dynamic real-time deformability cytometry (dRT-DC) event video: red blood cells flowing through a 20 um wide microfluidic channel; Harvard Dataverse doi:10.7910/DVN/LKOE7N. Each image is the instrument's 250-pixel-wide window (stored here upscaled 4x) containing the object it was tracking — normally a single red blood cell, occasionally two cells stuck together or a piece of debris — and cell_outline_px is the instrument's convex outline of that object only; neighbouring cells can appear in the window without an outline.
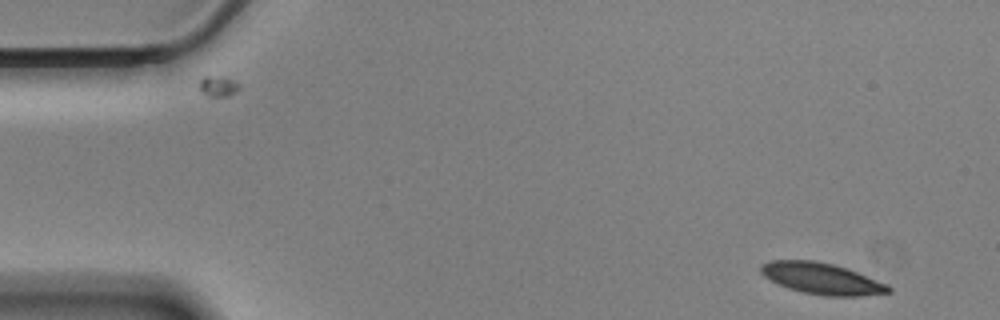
{"species": "Egyptian fruit bat (a non-hibernating species)", "species_latin": "Rousettus aegyptiacus", "temperature_condition": "cold", "stored_images_in_passage": 52, "camera_frame_rate_fps": 3000, "um_per_image_px": 0.085, "animal": {"sex": "male"}, "frame": {"image": 1, "passage_image": 3, "time_ms": 0.667, "image_size_px": [1000, 320], "cell_outline_px": [[892, 292], [860, 296], [824, 296], [804, 292], [788, 288], [764, 276], [760, 272], [760, 264], [768, 260], [816, 260], [848, 268], [888, 284], [892, 288]], "centroid_in_image_um": [69.87, 23.67], "position_along_channel_um": 15.1, "area_um2": 23.41}}
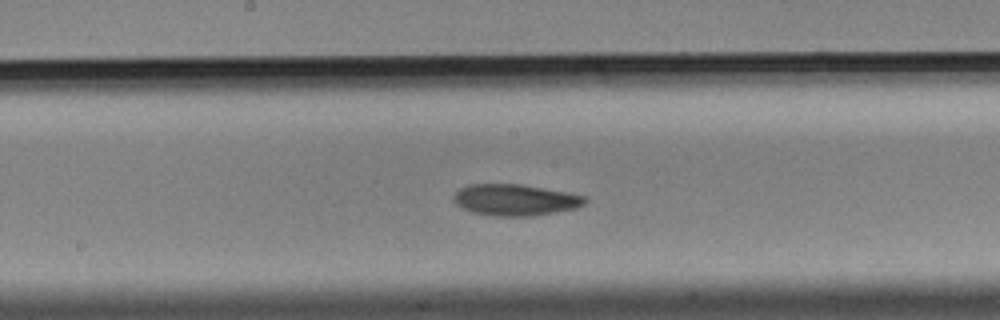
{"frame": {"image": 2, "passage_image": 29, "time_ms": 9.333, "image_size_px": [1000, 320], "cell_outline_px": [[588, 200], [584, 204], [576, 208], [556, 212], [532, 216], [492, 216], [472, 212], [456, 204], [452, 200], [452, 196], [460, 188], [468, 184], [524, 184], [568, 192], [584, 196]], "centroid_in_image_um": [43.78, 16.98], "position_along_channel_um": 204.4, "area_um2": 24.22}}
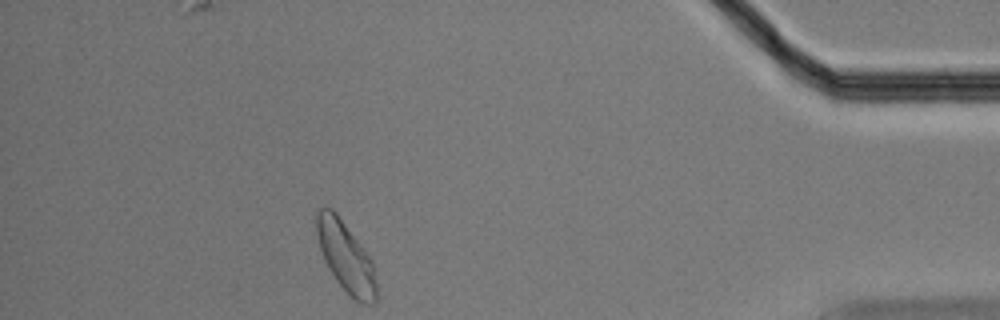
{"frame": {"image": 3, "passage_image": 51, "time_ms": 16.667, "image_size_px": [1000, 320], "cell_outline_px": [[376, 304], [364, 304], [356, 300], [336, 280], [328, 268], [324, 260], [320, 248], [316, 232], [316, 208], [332, 208], [336, 212], [372, 260], [376, 280]], "centroid_in_image_um": [29.38, 21.82], "position_along_channel_um": 405.8, "area_um2": 24.16}, "authors_computed_cell_mechanics": {"area_um2": 23.6402, "velocity_mm_per_s": 3.409, "shape_relaxation_time_tau1_ms": 3.5891, "shape_relaxation_time_tau2_ms": 6.6397, "deformation_change_tau1": 0.1433, "deformation_change_tau2": 0.0889}}